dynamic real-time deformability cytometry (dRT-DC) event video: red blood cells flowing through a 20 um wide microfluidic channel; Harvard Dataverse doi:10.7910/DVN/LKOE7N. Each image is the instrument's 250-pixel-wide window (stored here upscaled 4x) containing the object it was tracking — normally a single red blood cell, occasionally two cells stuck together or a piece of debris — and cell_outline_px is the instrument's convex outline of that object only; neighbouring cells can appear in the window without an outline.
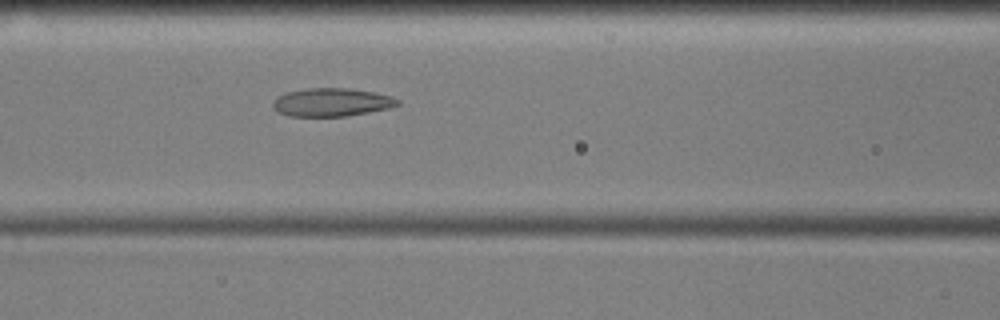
{"species": "common noctule bat (a hibernating species)", "species_latin": "Nyctalus noctula", "temperature_condition": "cold", "stored_images_in_passage": 55, "camera_frame_rate_fps": 3000, "um_per_image_px": 0.085, "animal": {"sex": "male", "body_mass_g": 17.9, "forearm_length_mm": 54.2}, "frame": {"image": 1, "passage_image": 22, "time_ms": 7.0, "image_size_px": [1000, 320], "cell_outline_px": [[400, 104], [388, 108], [348, 116], [288, 116], [276, 112], [272, 108], [272, 104], [280, 96], [288, 92], [308, 88], [348, 88], [376, 92], [392, 96], [400, 100]], "centroid_in_image_um": [28.21, 8.69], "position_along_channel_um": 138.4, "area_um2": 20.52}}
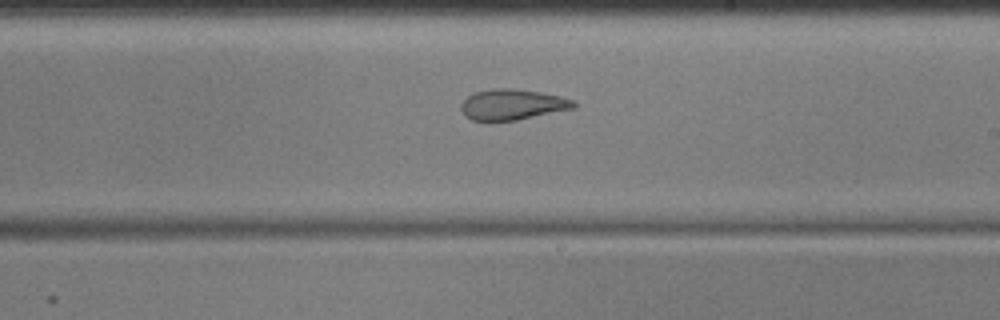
{"frame": {"image": 2, "passage_image": 31, "time_ms": 10.0, "image_size_px": [1000, 320], "cell_outline_px": [[576, 108], [516, 120], [472, 120], [464, 116], [460, 108], [460, 104], [468, 96], [476, 92], [492, 88], [512, 88], [540, 92], [560, 96], [576, 100]], "centroid_in_image_um": [43.57, 8.88], "position_along_channel_um": 245.4, "area_um2": 20.17}}
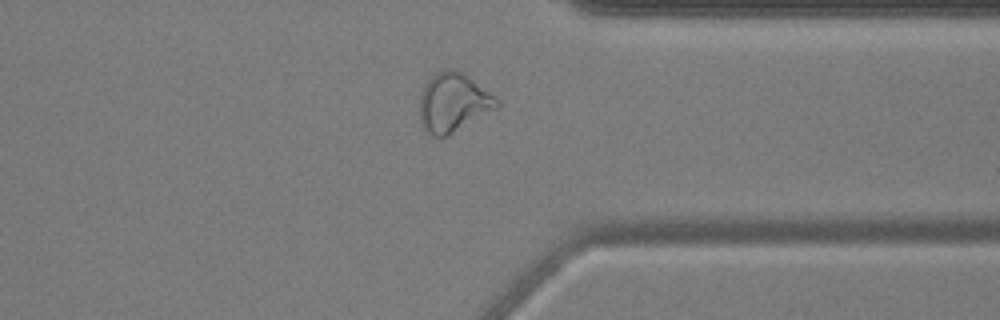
{"frame": {"image": 3, "passage_image": 42, "time_ms": 13.667, "image_size_px": [1000, 320], "cell_outline_px": [[500, 108], [448, 136], [432, 136], [424, 128], [420, 120], [420, 96], [424, 84], [436, 72], [448, 68], [452, 68], [460, 72], [496, 96], [500, 100]], "centroid_in_image_um": [38.56, 8.73], "position_along_channel_um": 372.8, "area_um2": 26.65}, "authors_computed_cell_mechanics": {"area_um2": 24.276, "velocity_mm_per_s": 3.5788, "shape_relaxation_time_tau1_ms": null, "shape_relaxation_time_tau2_ms": 4.7976, "deformation_change_tau1": null, "deformation_change_tau2": 0.1217}}